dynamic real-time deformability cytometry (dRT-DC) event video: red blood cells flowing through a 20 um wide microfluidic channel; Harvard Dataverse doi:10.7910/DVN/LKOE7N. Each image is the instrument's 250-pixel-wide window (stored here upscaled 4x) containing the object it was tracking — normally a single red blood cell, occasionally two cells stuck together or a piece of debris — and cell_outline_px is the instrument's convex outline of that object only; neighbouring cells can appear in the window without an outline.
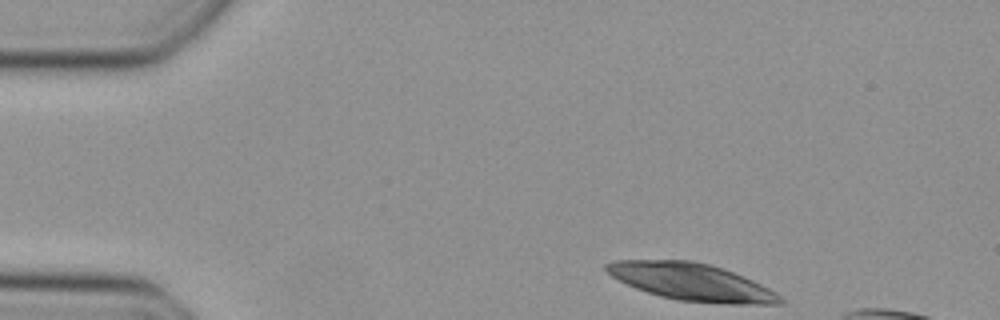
{"species": "Egyptian fruit bat (a non-hibernating species)", "species_latin": "Rousettus aegyptiacus", "temperature_condition": "cold", "stored_images_in_passage": 9, "camera_frame_rate_fps": 3000, "um_per_image_px": 0.085, "animal": {"sex": "female"}, "frame": {"image": 1, "passage_image": 1, "time_ms": 0.0, "image_size_px": [1000, 320], "cell_outline_px": [[784, 304], [724, 304], [676, 300], [660, 296], [636, 288], [612, 276], [604, 268], [604, 264], [616, 260], [692, 260], [724, 268], [744, 276], [776, 292], [784, 300]], "centroid_in_image_um": [58.81, 23.97], "position_along_channel_um": 26.2, "area_um2": 37.63}}